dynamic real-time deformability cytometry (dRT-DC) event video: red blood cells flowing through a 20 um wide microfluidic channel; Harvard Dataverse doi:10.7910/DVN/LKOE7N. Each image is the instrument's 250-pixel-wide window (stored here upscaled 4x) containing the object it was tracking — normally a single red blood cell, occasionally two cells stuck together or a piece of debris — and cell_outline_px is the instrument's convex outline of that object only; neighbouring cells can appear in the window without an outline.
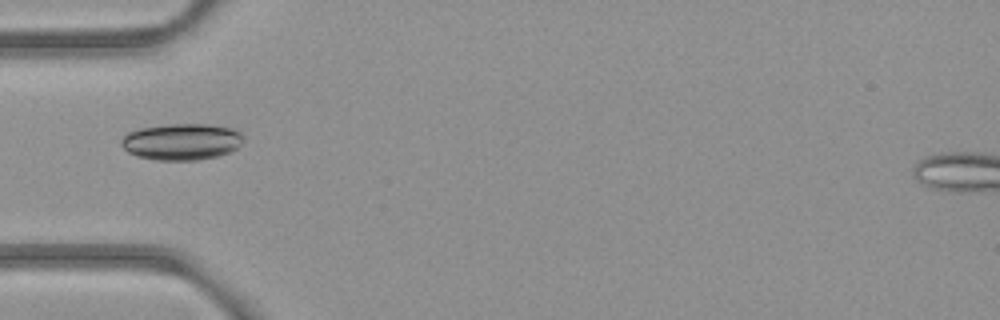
{"species": "common noctule bat (a hibernating species)", "species_latin": "Nyctalus noctula", "temperature_condition": "room temperature", "stored_images_in_passage": 1, "camera_frame_rate_fps": 3000, "um_per_image_px": 0.085, "animal": {"sex": "female", "body_mass_g": 21.9}, "frame": {"image": 1, "passage_image": 1, "time_ms": 0.0, "image_size_px": [1000, 320], "cell_outline_px": [[244, 140], [236, 148], [228, 152], [216, 156], [200, 160], [156, 160], [136, 156], [128, 152], [120, 144], [120, 140], [128, 132], [140, 128], [168, 124], [212, 124], [232, 128], [240, 132], [244, 136]], "centroid_in_image_um": [15.43, 12.04], "position_along_channel_um": 69.6, "area_um2": 26.13}}